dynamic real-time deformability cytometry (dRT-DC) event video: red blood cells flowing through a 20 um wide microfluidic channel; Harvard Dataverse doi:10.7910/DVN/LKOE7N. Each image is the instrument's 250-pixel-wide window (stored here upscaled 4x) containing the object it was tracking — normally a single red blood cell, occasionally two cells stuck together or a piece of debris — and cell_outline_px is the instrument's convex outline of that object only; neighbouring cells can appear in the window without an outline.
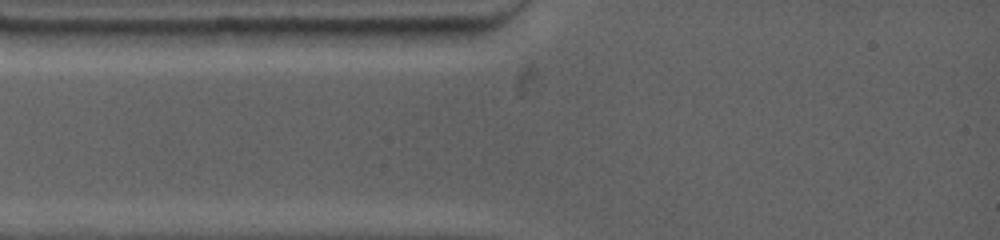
{"species": "common noctule bat (a hibernating species)", "species_latin": "Nyctalus noctula", "temperature_condition": "warm", "stored_images_in_passage": 1, "camera_frame_rate_fps": 4500, "um_per_image_px": 0.085, "animal": {"sex": "female", "body_mass_g": 19.0, "forearm_length_mm": 53.3}, "frame": {"image": 1, "passage_image": 1, "time_ms": 0.0, "image_size_px": [1000, 240], "cell_outline_px": [[248, 28], [240, 40], [236, 44], [116, 48], [96, 44], [88, 32], [100, 28]], "centroid_in_image_um": [14.08, 3.13], "position_along_channel_um": 70.9, "area_um2": 19.36}}